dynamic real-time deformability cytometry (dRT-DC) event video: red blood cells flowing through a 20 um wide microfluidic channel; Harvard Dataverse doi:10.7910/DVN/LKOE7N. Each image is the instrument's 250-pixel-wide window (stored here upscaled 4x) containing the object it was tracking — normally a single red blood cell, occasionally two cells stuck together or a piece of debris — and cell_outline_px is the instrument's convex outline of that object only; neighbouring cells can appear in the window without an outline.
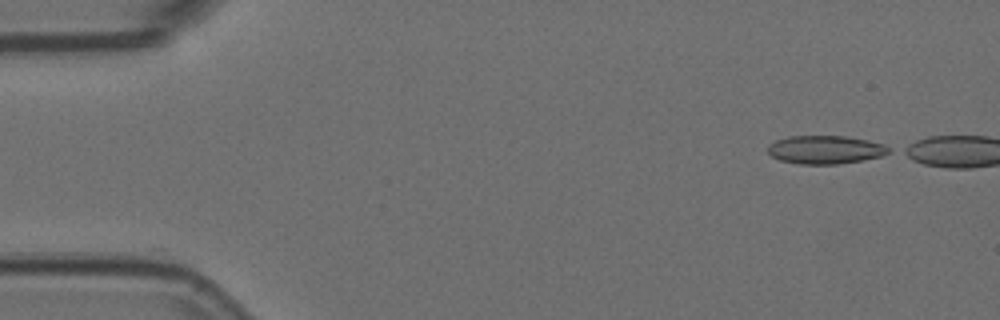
{"species": "Egyptian fruit bat (a non-hibernating species)", "species_latin": "Rousettus aegyptiacus", "temperature_condition": "room temperature", "stored_images_in_passage": 6, "camera_frame_rate_fps": 3000, "um_per_image_px": 0.085, "animal": {"sex": "female"}, "frame": {"image": 1, "passage_image": 1, "time_ms": 0.0, "image_size_px": [1000, 320], "cell_outline_px": [[892, 148], [888, 152], [880, 156], [860, 160], [836, 164], [800, 164], [780, 160], [772, 156], [768, 152], [768, 144], [776, 140], [788, 136], [844, 136], [868, 140], [884, 144]], "centroid_in_image_um": [70.13, 12.71], "position_along_channel_um": 14.9, "area_um2": 19.83}}